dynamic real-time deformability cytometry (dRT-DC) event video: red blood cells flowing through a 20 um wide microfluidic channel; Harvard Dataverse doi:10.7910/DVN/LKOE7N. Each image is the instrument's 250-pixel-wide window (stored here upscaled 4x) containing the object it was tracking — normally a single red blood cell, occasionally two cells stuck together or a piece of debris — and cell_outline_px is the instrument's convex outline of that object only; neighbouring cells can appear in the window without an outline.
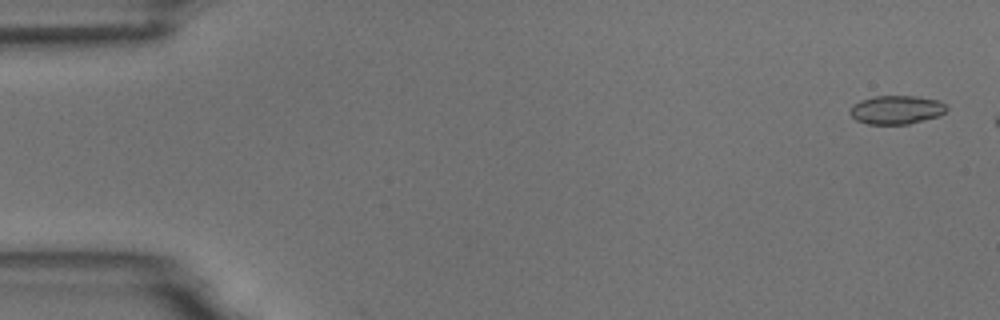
{"species": "common noctule bat (a hibernating species)", "species_latin": "Nyctalus noctula", "temperature_condition": "room temperature", "stored_images_in_passage": 2, "camera_frame_rate_fps": 3000, "um_per_image_px": 0.085, "animal": {"sex": "male", "body_mass_g": 18.8}, "frame": {"image": 1, "passage_image": 1, "time_ms": 0.0, "image_size_px": [1000, 320], "cell_outline_px": [[948, 108], [940, 116], [908, 124], [868, 124], [856, 120], [848, 112], [852, 104], [860, 100], [876, 96], [916, 96], [936, 100], [944, 104]], "centroid_in_image_um": [76.16, 9.33], "position_along_channel_um": 8.8, "area_um2": 16.13}}